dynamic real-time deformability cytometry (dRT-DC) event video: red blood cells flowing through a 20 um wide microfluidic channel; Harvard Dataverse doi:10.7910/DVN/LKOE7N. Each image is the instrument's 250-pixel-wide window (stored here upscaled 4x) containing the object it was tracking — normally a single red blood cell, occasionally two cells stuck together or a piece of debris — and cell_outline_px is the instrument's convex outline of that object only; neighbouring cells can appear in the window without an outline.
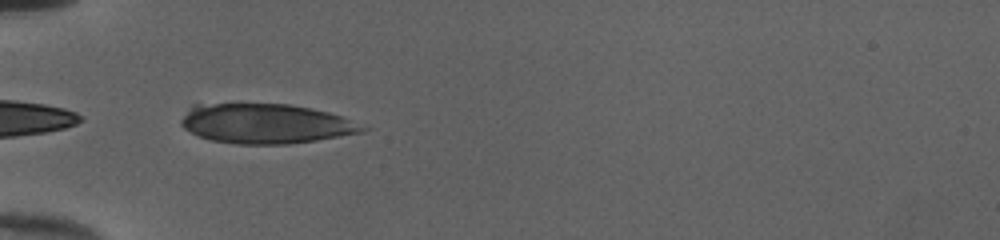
{"species": "human", "species_latin": "Homo sapiens", "temperature_condition": "cold", "stored_images_in_passage": 35, "camera_frame_rate_fps": 3000, "um_per_image_px": 0.085, "donor": {"sex": "female"}, "frame": {"image": 1, "passage_image": 1, "time_ms": 0.0, "image_size_px": [1000, 240], "cell_outline_px": [[372, 128], [364, 132], [316, 140], [288, 144], [236, 144], [212, 140], [200, 136], [184, 128], [180, 124], [180, 120], [192, 104], [288, 104], [328, 112], [340, 116]], "centroid_in_image_um": [22.6, 10.51], "position_along_channel_um": 62.4, "area_um2": 41.85}}
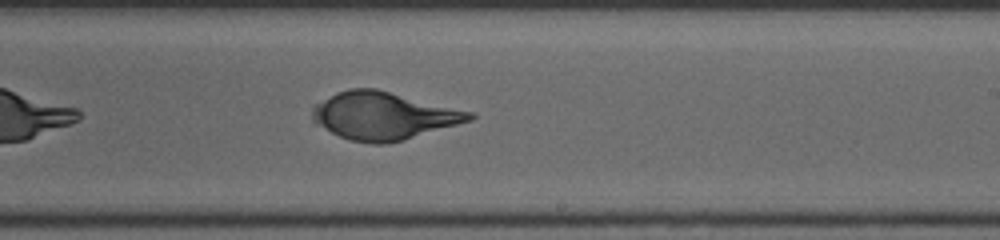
{"frame": {"image": 2, "passage_image": 16, "time_ms": 5.0, "image_size_px": [1000, 240], "cell_outline_px": [[476, 116], [472, 120], [404, 140], [388, 144], [372, 144], [348, 140], [312, 124], [312, 108], [316, 104], [336, 92], [348, 88], [376, 88], [476, 112]], "centroid_in_image_um": [32.6, 9.84], "position_along_channel_um": 256.4, "area_um2": 44.22}}
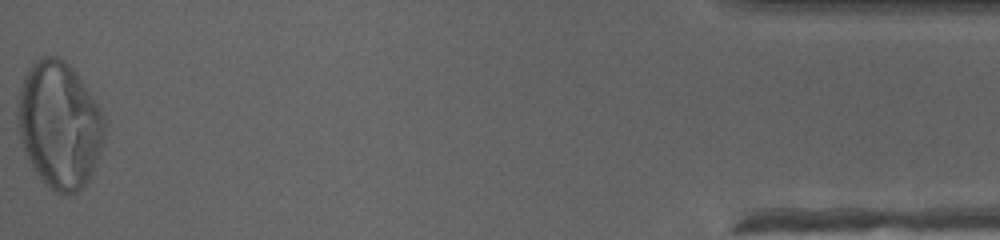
{"frame": {"image": 3, "passage_image": 35, "time_ms": 11.333, "image_size_px": [1000, 240], "cell_outline_px": [[104, 140], [100, 152], [92, 172], [88, 180], [76, 192], [64, 196], [48, 188], [40, 180], [28, 160], [20, 136], [16, 120], [16, 112], [20, 88], [24, 76], [32, 60], [44, 56], [56, 56], [64, 60], [76, 72], [100, 108], [104, 116]], "centroid_in_image_um": [5.02, 10.61], "position_along_channel_um": 430.2, "area_um2": 64.45}, "authors_computed_cell_mechanics": {"area_um2": 44.217, "velocity_mm_per_s": 4.0054, "shape_relaxation_time_tau1_ms": 7.8903, "shape_relaxation_time_tau2_ms": null, "deformation_change_tau1": 0.3359, "deformation_change_tau2": null}}